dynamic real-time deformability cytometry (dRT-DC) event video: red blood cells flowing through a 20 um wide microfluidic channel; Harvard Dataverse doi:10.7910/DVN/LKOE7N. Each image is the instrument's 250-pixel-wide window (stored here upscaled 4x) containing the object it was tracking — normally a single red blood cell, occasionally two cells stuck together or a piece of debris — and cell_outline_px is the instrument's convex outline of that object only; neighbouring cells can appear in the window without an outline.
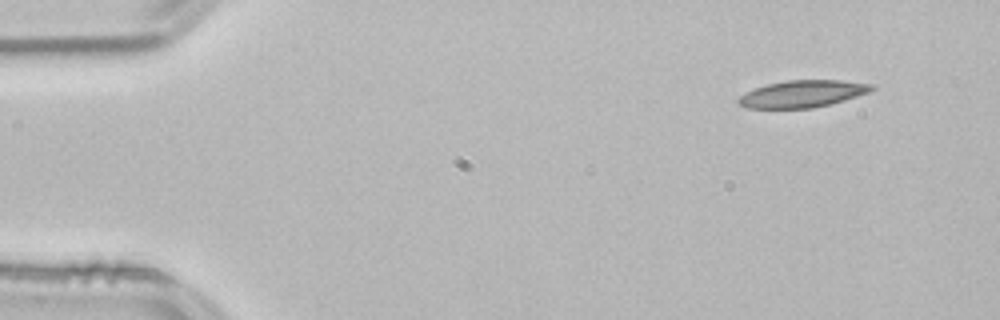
{"species": "common noctule bat (a hibernating species)", "species_latin": "Nyctalus noctula", "temperature_condition": "room temperature", "stored_images_in_passage": 49, "camera_frame_rate_fps": 3000, "um_per_image_px": 0.085, "animal": {"sex": "male", "body_mass_g": 21.5, "forearm_length_mm": 52.0}, "frame": {"image": 1, "passage_image": 1, "time_ms": 0.0, "image_size_px": [1000, 320], "cell_outline_px": [[876, 88], [868, 92], [844, 100], [812, 108], [748, 108], [740, 104], [736, 100], [740, 96], [756, 88], [768, 84], [788, 80], [840, 80], [872, 84]], "centroid_in_image_um": [68.22, 7.97], "position_along_channel_um": 16.8, "area_um2": 20.63}}
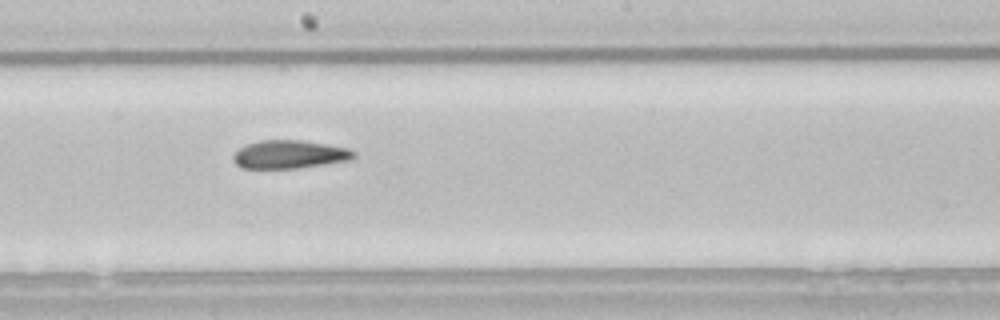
{"frame": {"image": 2, "passage_image": 25, "time_ms": 8.0, "image_size_px": [1000, 320], "cell_outline_px": [[356, 156], [352, 160], [300, 168], [240, 168], [232, 160], [232, 156], [240, 148], [248, 144], [260, 140], [300, 140], [328, 144], [348, 148], [356, 152]], "centroid_in_image_um": [24.64, 13.13], "position_along_channel_um": 223.6, "area_um2": 20.0}}
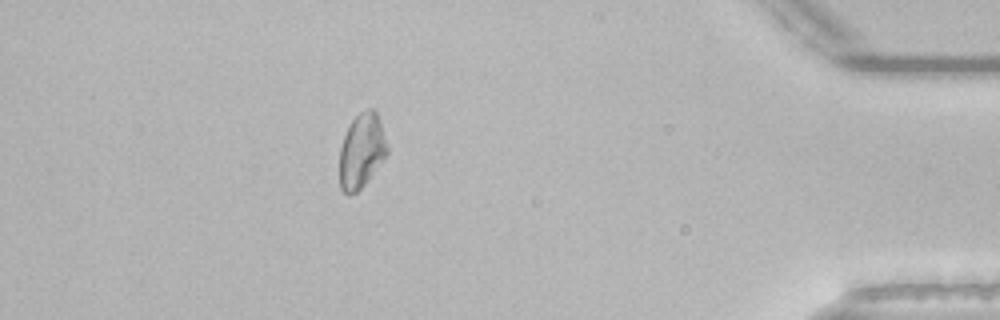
{"frame": {"image": 3, "passage_image": 43, "time_ms": 14.0, "image_size_px": [1000, 320], "cell_outline_px": [[388, 152], [364, 184], [356, 192], [348, 196], [340, 188], [340, 148], [344, 136], [352, 120], [360, 112], [368, 108], [372, 108], [376, 112], [380, 120], [388, 148]], "centroid_in_image_um": [30.72, 12.81], "position_along_channel_um": 404.5, "area_um2": 20.35}, "authors_computed_cell_mechanics": {"area_um2": 20.7502, "velocity_mm_per_s": 3.8316, "shape_relaxation_time_tau1_ms": null, "shape_relaxation_time_tau2_ms": 8.9772, "deformation_change_tau1": null, "deformation_change_tau2": 0.1758}}